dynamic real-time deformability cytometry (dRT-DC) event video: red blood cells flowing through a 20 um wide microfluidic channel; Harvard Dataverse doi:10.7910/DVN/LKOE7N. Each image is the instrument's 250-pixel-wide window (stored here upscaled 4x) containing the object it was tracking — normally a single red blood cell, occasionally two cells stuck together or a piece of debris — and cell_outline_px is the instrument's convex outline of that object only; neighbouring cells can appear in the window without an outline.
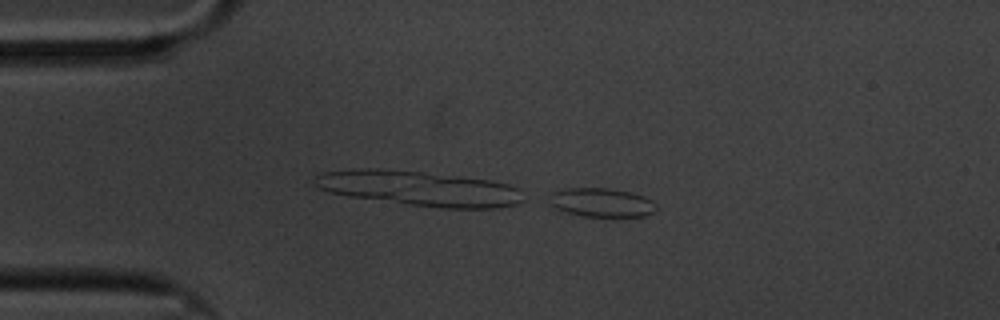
{"species": "common noctule bat (a hibernating species)", "species_latin": "Nyctalus noctula", "temperature_condition": "cold", "stored_images_in_passage": 11, "camera_frame_rate_fps": 3000, "um_per_image_px": 0.085, "animal": {"sex": "male", "body_mass_g": 20.1, "forearm_length_mm": 53.5}, "frame": {"image": 1, "passage_image": 11, "time_ms": 3.333, "image_size_px": [1000, 320], "cell_outline_px": [[656, 208], [652, 212], [644, 216], [584, 216], [568, 212], [556, 208], [548, 204], [552, 192], [564, 188], [612, 188], [632, 192], [644, 196], [652, 200], [656, 204]], "centroid_in_image_um": [51.13, 17.19], "position_along_channel_um": 33.9, "area_um2": 17.98}}